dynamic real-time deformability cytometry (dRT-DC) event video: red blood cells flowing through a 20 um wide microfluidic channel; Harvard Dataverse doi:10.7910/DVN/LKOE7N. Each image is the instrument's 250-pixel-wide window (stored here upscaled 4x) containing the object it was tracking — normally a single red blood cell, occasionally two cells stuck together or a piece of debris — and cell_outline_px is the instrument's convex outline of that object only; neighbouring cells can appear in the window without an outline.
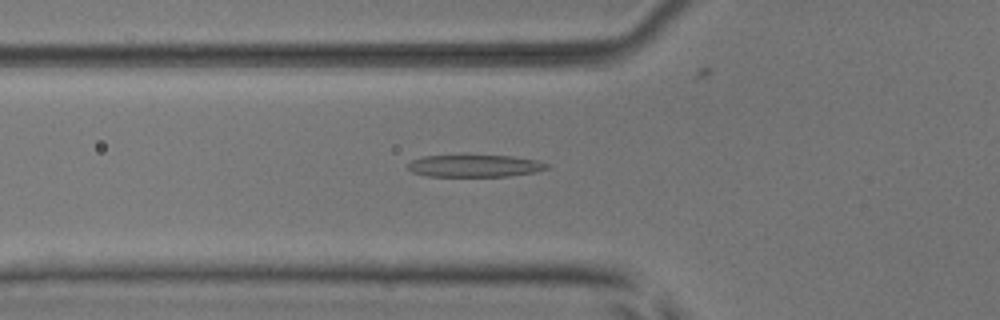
{"species": "common noctule bat (a hibernating species)", "species_latin": "Nyctalus noctula", "temperature_condition": "room temperature", "stored_images_in_passage": 41, "camera_frame_rate_fps": 3000, "um_per_image_px": 0.085, "animal": {"sex": "male", "body_mass_g": 17.9, "forearm_length_mm": 54.2}, "frame": {"image": 1, "passage_image": 7, "time_ms": 2.0, "image_size_px": [1000, 320], "cell_outline_px": [[548, 168], [536, 172], [508, 176], [428, 176], [412, 172], [408, 168], [408, 164], [412, 160], [424, 156], [512, 156], [536, 160], [548, 164]], "centroid_in_image_um": [40.36, 14.11], "position_along_channel_um": 85.4, "area_um2": 17.69}}
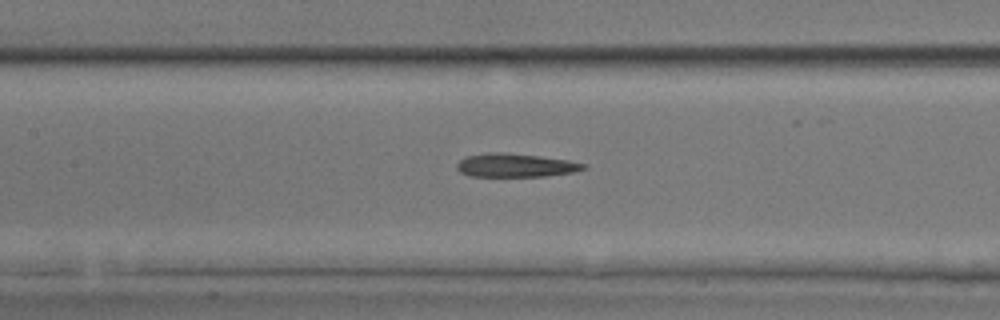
{"frame": {"image": 2, "passage_image": 13, "time_ms": 4.0, "image_size_px": [1000, 320], "cell_outline_px": [[588, 168], [572, 172], [544, 176], [468, 176], [460, 172], [456, 168], [456, 164], [464, 156], [488, 152], [500, 152], [536, 156], [568, 160], [588, 164]], "centroid_in_image_um": [43.78, 14.05], "position_along_channel_um": 163.6, "area_um2": 17.34}}
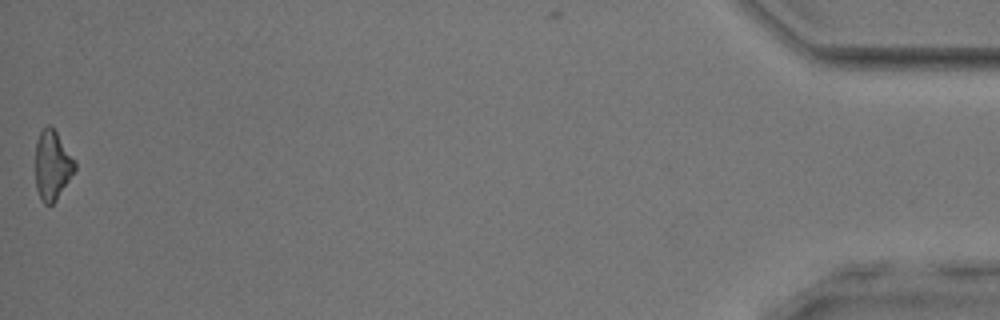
{"frame": {"image": 3, "passage_image": 41, "time_ms": 13.333, "image_size_px": [1000, 320], "cell_outline_px": [[76, 168], [56, 200], [52, 204], [44, 204], [40, 200], [36, 188], [36, 140], [40, 132], [48, 124], [56, 132], [76, 160]], "centroid_in_image_um": [4.44, 14.06], "position_along_channel_um": 430.8, "area_um2": 15.84}, "authors_computed_cell_mechanics": {"area_um2": 17.2244, "velocity_mm_per_s": 3.8951, "shape_relaxation_time_tau1_ms": 3.8524, "shape_relaxation_time_tau2_ms": 4.8893, "deformation_change_tau1": 0.1643, "deformation_change_tau2": 0.2136}}